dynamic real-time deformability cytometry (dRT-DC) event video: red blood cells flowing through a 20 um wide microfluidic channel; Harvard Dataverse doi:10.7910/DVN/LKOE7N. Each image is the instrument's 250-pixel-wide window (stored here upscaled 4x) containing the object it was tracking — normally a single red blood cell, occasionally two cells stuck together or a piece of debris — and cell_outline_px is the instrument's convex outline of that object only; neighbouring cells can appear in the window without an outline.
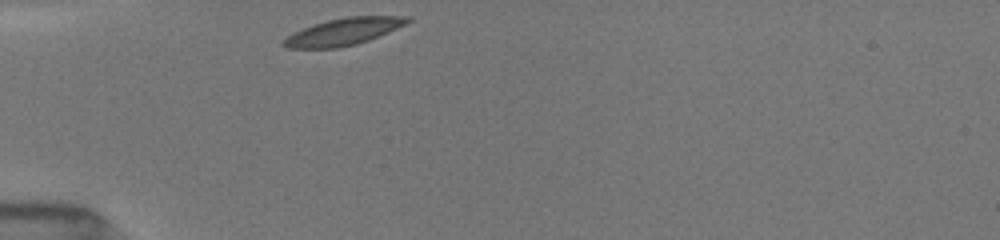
{"species": "common noctule bat (a hibernating species)", "species_latin": "Nyctalus noctula", "temperature_condition": "room temperature", "stored_images_in_passage": 29, "camera_frame_rate_fps": 3000, "um_per_image_px": 0.085, "animal": {"sex": "female", "body_mass_g": 19.5, "forearm_length_mm": 54.1}, "frame": {"image": 1, "passage_image": 1, "time_ms": 0.0, "image_size_px": [1000, 240], "cell_outline_px": [[412, 20], [388, 32], [368, 40], [356, 44], [336, 48], [284, 48], [280, 44], [280, 40], [312, 24], [328, 20], [348, 16], [412, 16]], "centroid_in_image_um": [29.16, 2.69], "position_along_channel_um": 55.8, "area_um2": 19.42}}
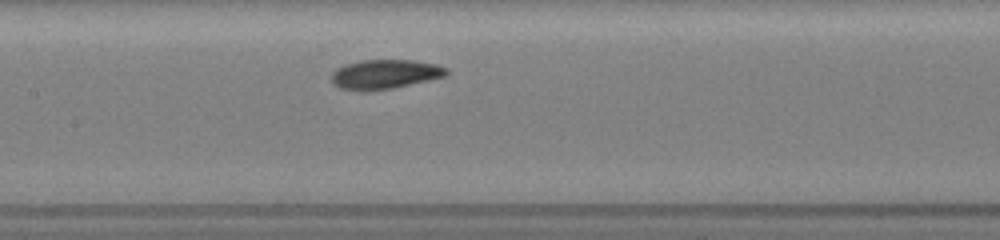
{"frame": {"image": 2, "passage_image": 11, "time_ms": 3.333, "image_size_px": [1000, 240], "cell_outline_px": [[448, 76], [392, 88], [368, 92], [360, 92], [340, 88], [332, 84], [332, 72], [336, 68], [344, 64], [360, 60], [412, 60], [436, 64], [448, 68]], "centroid_in_image_um": [32.69, 6.32], "position_along_channel_um": 174.7, "area_um2": 20.06}}
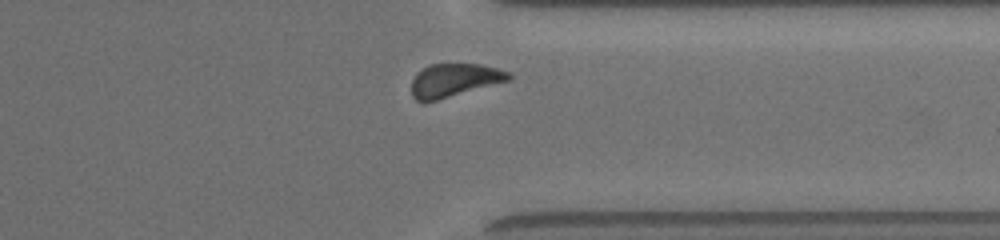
{"frame": {"image": 3, "passage_image": 26, "time_ms": 8.333, "image_size_px": [1000, 240], "cell_outline_px": [[512, 76], [508, 80], [424, 104], [416, 100], [412, 96], [412, 80], [416, 72], [428, 64], [480, 64], [512, 72]], "centroid_in_image_um": [38.56, 6.82], "position_along_channel_um": 372.8, "area_um2": 18.96}, "authors_computed_cell_mechanics": {"area_um2": 19.652, "velocity_mm_per_s": 3.973, "shape_relaxation_time_tau1_ms": 2.8774, "shape_relaxation_time_tau2_ms": 5.7153, "deformation_change_tau1": 0.1071, "deformation_change_tau2": 0.1116}}